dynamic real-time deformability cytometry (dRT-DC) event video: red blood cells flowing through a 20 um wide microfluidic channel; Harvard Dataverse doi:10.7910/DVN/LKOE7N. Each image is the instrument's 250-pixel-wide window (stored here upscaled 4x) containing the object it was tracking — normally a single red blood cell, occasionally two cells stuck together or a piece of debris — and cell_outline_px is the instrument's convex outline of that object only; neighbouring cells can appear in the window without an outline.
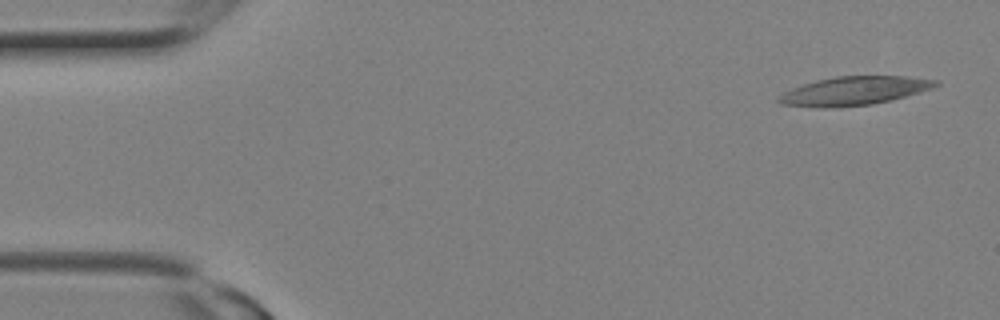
{"species": "Egyptian fruit bat (a non-hibernating species)", "species_latin": "Rousettus aegyptiacus", "temperature_condition": "room temperature", "stored_images_in_passage": 14, "camera_frame_rate_fps": 3000, "um_per_image_px": 0.085, "animal": {"sex": "female"}, "frame": {"image": 1, "passage_image": 1, "time_ms": 0.0, "image_size_px": [1000, 320], "cell_outline_px": [[940, 84], [936, 88], [872, 104], [840, 108], [824, 108], [780, 104], [776, 100], [784, 92], [792, 88], [816, 80], [836, 76], [908, 76], [940, 80]], "centroid_in_image_um": [72.64, 7.72], "position_along_channel_um": 12.4, "area_um2": 26.36}}
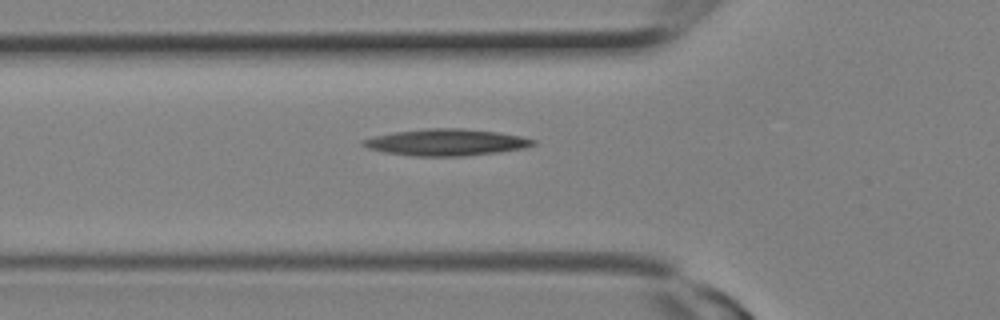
{"frame": {"image": 2, "passage_image": 8, "time_ms": 2.333, "image_size_px": [1000, 320], "cell_outline_px": [[536, 144], [524, 148], [500, 152], [464, 156], [416, 156], [384, 152], [368, 148], [360, 144], [360, 140], [376, 136], [396, 132], [428, 128], [460, 128], [496, 132], [520, 136], [536, 140]], "centroid_in_image_um": [37.93, 12.1], "position_along_channel_um": 87.9, "area_um2": 26.24}}
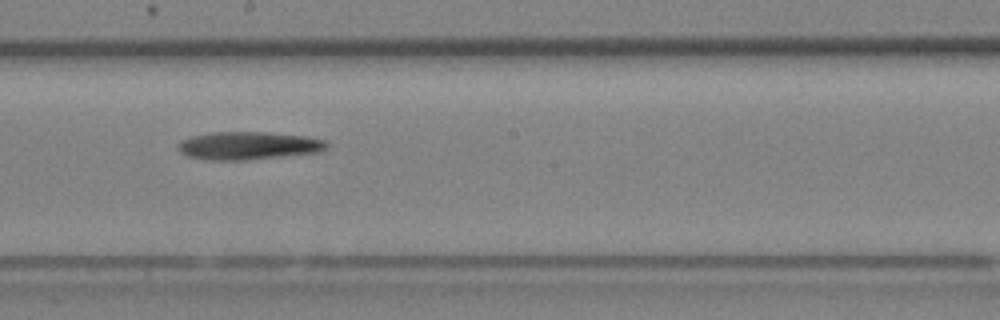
{"frame": {"image": 3, "passage_image": 13, "time_ms": 4.0, "image_size_px": [1000, 320], "cell_outline_px": [[328, 148], [320, 152], [248, 160], [208, 160], [188, 156], [180, 152], [176, 148], [176, 144], [180, 140], [192, 136], [212, 132], [268, 132], [304, 136], [324, 140], [328, 144]], "centroid_in_image_um": [21.08, 12.38], "position_along_channel_um": 227.1, "area_um2": 24.39}}